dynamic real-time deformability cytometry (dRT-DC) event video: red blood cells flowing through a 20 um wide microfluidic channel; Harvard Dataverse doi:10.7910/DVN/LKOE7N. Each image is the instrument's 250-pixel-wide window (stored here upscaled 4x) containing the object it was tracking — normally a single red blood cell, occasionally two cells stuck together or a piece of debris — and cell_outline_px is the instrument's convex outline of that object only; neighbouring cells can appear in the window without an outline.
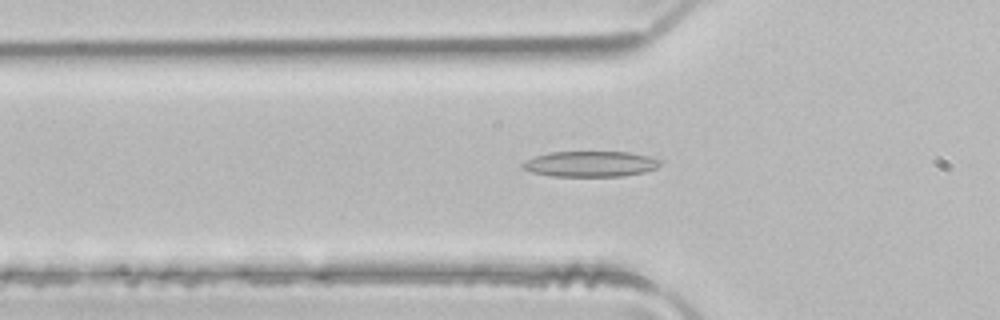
{"species": "common noctule bat (a hibernating species)", "species_latin": "Nyctalus noctula", "temperature_condition": "room temperature", "stored_images_in_passage": 36, "camera_frame_rate_fps": 3000, "um_per_image_px": 0.085, "animal": {"sex": "male", "body_mass_g": 21.5, "forearm_length_mm": 52.0}, "frame": {"image": 1, "passage_image": 3, "time_ms": 0.667, "image_size_px": [1000, 320], "cell_outline_px": [[660, 164], [656, 168], [644, 172], [624, 176], [552, 176], [532, 172], [520, 168], [520, 164], [536, 156], [552, 152], [628, 152], [648, 156], [660, 160]], "centroid_in_image_um": [50.17, 13.94], "position_along_channel_um": 75.6, "area_um2": 20.4}}
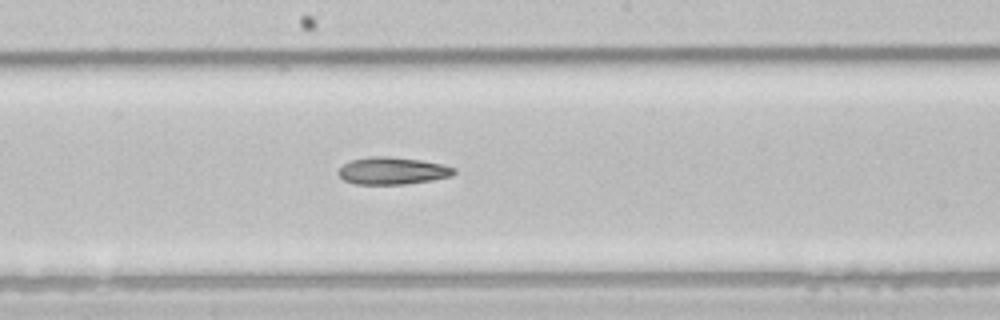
{"frame": {"image": 2, "passage_image": 13, "time_ms": 4.0, "image_size_px": [1000, 320], "cell_outline_px": [[456, 172], [452, 176], [432, 180], [404, 184], [356, 184], [344, 180], [336, 172], [344, 164], [352, 160], [372, 156], [388, 156], [420, 160], [440, 164], [456, 168]], "centroid_in_image_um": [33.36, 14.52], "position_along_channel_um": 214.8, "area_um2": 18.26}}
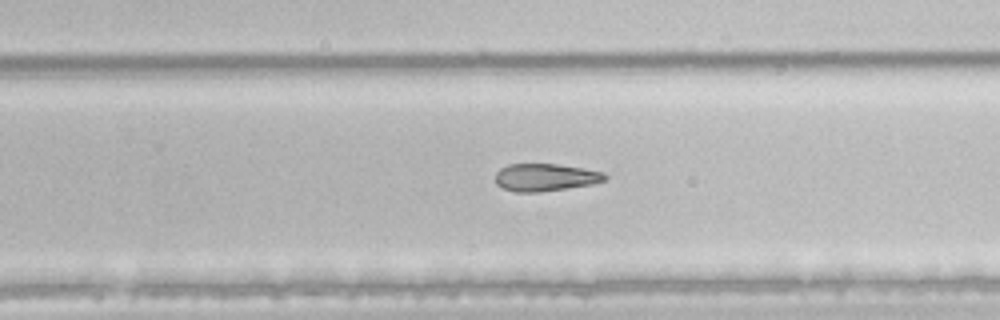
{"frame": {"image": 3, "passage_image": 18, "time_ms": 5.667, "image_size_px": [1000, 320], "cell_outline_px": [[608, 180], [592, 184], [568, 188], [540, 192], [516, 192], [504, 188], [496, 184], [496, 172], [500, 168], [508, 164], [556, 164], [584, 168], [604, 172], [608, 176]], "centroid_in_image_um": [46.39, 15.07], "position_along_channel_um": 283.4, "area_um2": 17.69}}